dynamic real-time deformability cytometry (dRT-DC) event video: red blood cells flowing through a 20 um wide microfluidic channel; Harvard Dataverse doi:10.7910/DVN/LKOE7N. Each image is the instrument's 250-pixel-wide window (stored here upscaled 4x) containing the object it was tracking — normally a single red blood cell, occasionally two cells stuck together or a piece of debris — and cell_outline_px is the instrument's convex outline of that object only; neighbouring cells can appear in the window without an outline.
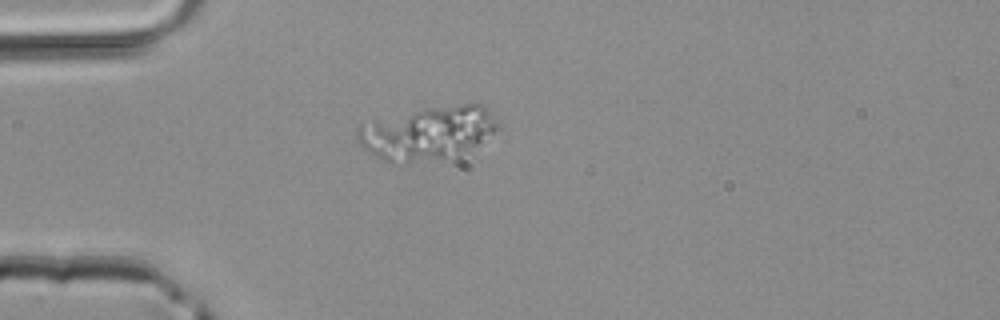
{"species": "common noctule bat (a hibernating species)", "species_latin": "Nyctalus noctula", "temperature_condition": "room temperature", "stored_images_in_passage": 3, "camera_frame_rate_fps": 3000, "um_per_image_px": 0.085, "animal": {"sex": "male", "body_mass_g": 20.4}, "frame": {"image": 1, "passage_image": 3, "time_ms": 0.667, "image_size_px": [1000, 320], "cell_outline_px": [[500, 128], [476, 144], [460, 152], [444, 156], [392, 164], [384, 160], [364, 148], [356, 140], [356, 128], [360, 120], [424, 108], [460, 104], [484, 104], [488, 108]], "centroid_in_image_um": [36.21, 11.23], "position_along_channel_um": 48.8, "area_um2": 43.35}}